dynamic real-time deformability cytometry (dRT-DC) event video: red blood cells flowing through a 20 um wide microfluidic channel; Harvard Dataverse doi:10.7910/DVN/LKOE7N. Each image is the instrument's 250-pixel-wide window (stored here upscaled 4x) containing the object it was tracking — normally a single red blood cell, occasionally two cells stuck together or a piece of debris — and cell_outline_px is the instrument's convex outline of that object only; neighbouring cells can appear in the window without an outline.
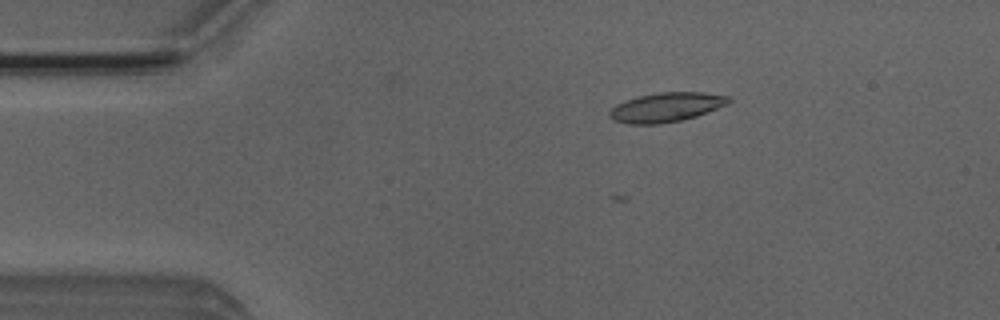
{"species": "Egyptian fruit bat (a non-hibernating species)", "species_latin": "Rousettus aegyptiacus", "temperature_condition": "room temperature", "stored_images_in_passage": 2, "camera_frame_rate_fps": 3000, "um_per_image_px": 0.085, "animal": {"sex": "male"}, "frame": {"image": 1, "passage_image": 1, "time_ms": 0.0, "image_size_px": [1000, 320], "cell_outline_px": [[732, 100], [728, 104], [708, 112], [696, 116], [680, 120], [660, 124], [628, 124], [612, 120], [608, 116], [608, 112], [616, 104], [640, 96], [660, 92], [704, 92], [728, 96]], "centroid_in_image_um": [56.63, 9.12], "position_along_channel_um": 28.4, "area_um2": 20.35}}